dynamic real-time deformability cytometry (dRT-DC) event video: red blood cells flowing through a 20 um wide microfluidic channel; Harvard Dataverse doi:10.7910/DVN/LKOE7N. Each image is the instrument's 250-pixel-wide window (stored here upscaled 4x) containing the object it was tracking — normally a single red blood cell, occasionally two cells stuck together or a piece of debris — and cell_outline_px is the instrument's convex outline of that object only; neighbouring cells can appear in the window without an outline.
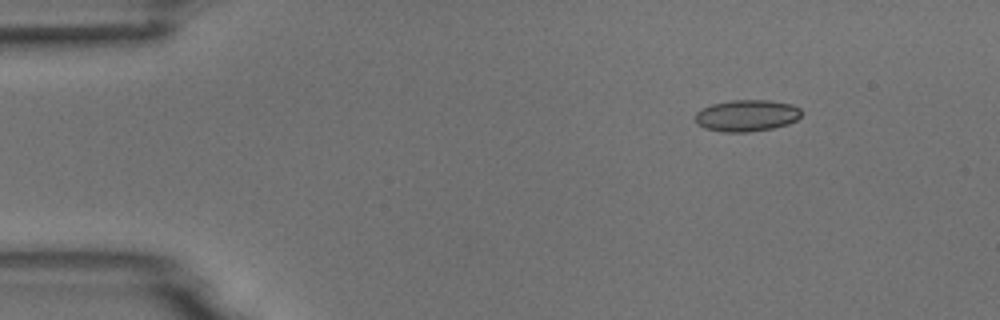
{"species": "common noctule bat (a hibernating species)", "species_latin": "Nyctalus noctula", "temperature_condition": "room temperature", "stored_images_in_passage": 6, "camera_frame_rate_fps": 3000, "um_per_image_px": 0.085, "animal": {"sex": "male", "body_mass_g": 18.8}, "frame": {"image": 1, "passage_image": 2, "time_ms": 0.333, "image_size_px": [1000, 320], "cell_outline_px": [[804, 112], [796, 120], [788, 124], [772, 128], [748, 132], [724, 132], [704, 128], [696, 124], [696, 112], [712, 104], [732, 100], [768, 100], [792, 104], [800, 108]], "centroid_in_image_um": [63.5, 9.82], "position_along_channel_um": 21.5, "area_um2": 19.59}}
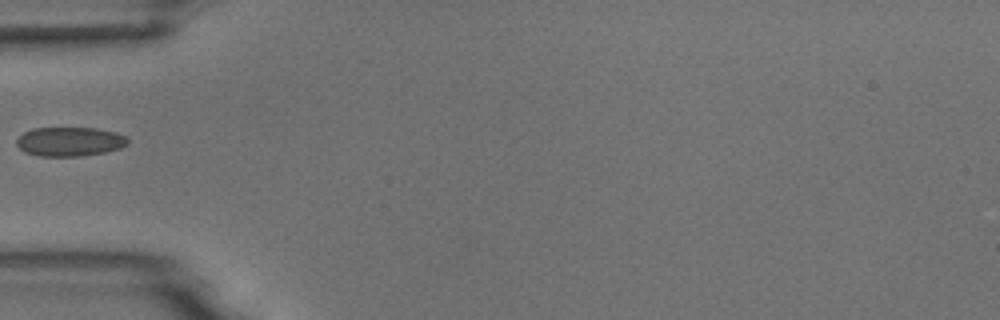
{"frame": {"image": 2, "passage_image": 5, "time_ms": 1.333, "image_size_px": [1000, 320], "cell_outline_px": [[128, 144], [120, 148], [104, 152], [80, 156], [40, 156], [24, 152], [16, 144], [16, 140], [24, 132], [32, 128], [96, 128], [116, 132], [124, 136], [128, 140]], "centroid_in_image_um": [5.91, 12.03], "position_along_channel_um": 79.1, "area_um2": 18.84}}